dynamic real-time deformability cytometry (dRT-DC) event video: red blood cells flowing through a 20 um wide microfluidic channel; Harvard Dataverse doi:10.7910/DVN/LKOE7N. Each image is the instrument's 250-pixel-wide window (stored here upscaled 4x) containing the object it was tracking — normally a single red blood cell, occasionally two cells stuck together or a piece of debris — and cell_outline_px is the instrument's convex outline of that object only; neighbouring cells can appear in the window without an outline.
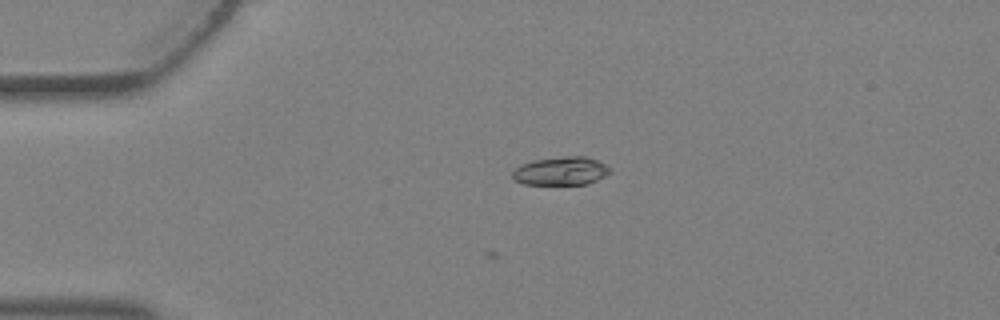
{"species": "Egyptian fruit bat (a non-hibernating species)", "species_latin": "Rousettus aegyptiacus", "temperature_condition": "warm", "stored_images_in_passage": 2, "camera_frame_rate_fps": 3000, "um_per_image_px": 0.085, "animal": {"sex": "female"}, "frame": {"image": 1, "passage_image": 1, "time_ms": 0.0, "image_size_px": [1000, 320], "cell_outline_px": [[612, 172], [588, 184], [524, 184], [516, 180], [512, 176], [512, 172], [516, 168], [524, 164], [536, 160], [564, 156], [584, 156], [596, 160], [604, 164]], "centroid_in_image_um": [47.7, 14.54], "position_along_channel_um": 37.3, "area_um2": 15.78}}